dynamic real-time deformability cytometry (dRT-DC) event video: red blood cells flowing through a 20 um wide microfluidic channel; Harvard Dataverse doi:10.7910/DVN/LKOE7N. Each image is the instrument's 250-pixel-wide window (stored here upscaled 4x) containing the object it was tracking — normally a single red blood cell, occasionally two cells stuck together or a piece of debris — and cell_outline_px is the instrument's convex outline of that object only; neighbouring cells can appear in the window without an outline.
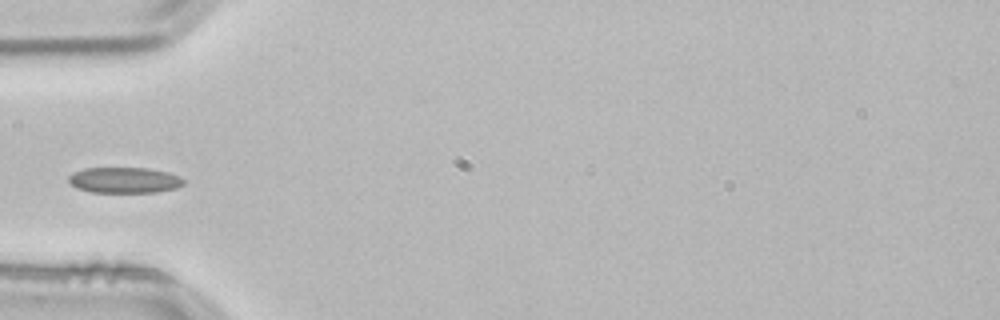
{"species": "common noctule bat (a hibernating species)", "species_latin": "Nyctalus noctula", "temperature_condition": "room temperature", "stored_images_in_passage": 4, "segment_of_instrument_passage": [2, 2], "camera_frame_rate_fps": 3000, "um_per_image_px": 0.085, "animal": {"sex": "male", "body_mass_g": 21.5, "forearm_length_mm": 52.0}, "frame": {"image": 1, "passage_image": 4, "time_ms": 1.0, "image_size_px": [1000, 320], "cell_outline_px": [[184, 184], [176, 188], [156, 192], [92, 192], [76, 188], [68, 180], [68, 176], [72, 172], [84, 168], [148, 168], [168, 172], [180, 176], [184, 180]], "centroid_in_image_um": [10.57, 15.3], "position_along_channel_um": 74.4, "area_um2": 17.34}}